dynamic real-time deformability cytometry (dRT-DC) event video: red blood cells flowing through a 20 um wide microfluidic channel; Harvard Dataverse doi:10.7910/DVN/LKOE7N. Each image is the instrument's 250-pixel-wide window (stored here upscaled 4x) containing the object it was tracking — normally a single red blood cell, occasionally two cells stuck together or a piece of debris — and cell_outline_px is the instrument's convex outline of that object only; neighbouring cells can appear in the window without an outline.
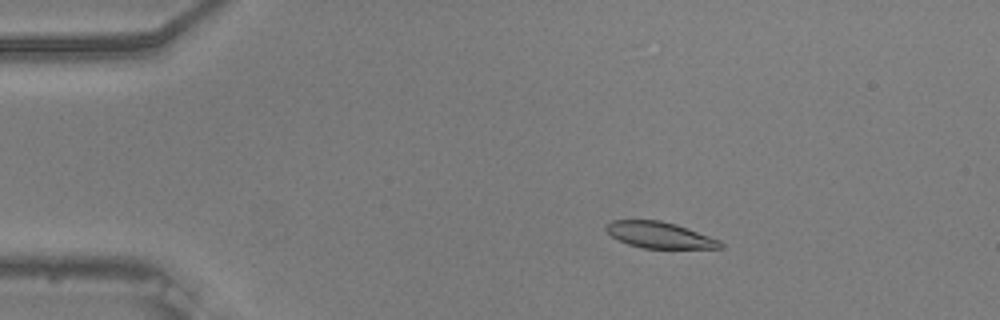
{"species": "common noctule bat (a hibernating species)", "species_latin": "Nyctalus noctula", "temperature_condition": "warm", "stored_images_in_passage": 50, "camera_frame_rate_fps": 3000, "um_per_image_px": 0.085, "animal": {"sex": "male", "body_mass_g": 20.5, "forearm_length_mm": 52.5}, "frame": {"image": 1, "passage_image": 10, "time_ms": 3.0, "image_size_px": [1000, 320], "cell_outline_px": [[724, 248], [640, 248], [616, 240], [604, 228], [612, 220], [660, 220], [676, 224], [720, 240], [724, 244]], "centroid_in_image_um": [56.05, 19.98], "position_along_channel_um": 28.9, "area_um2": 17.46}}
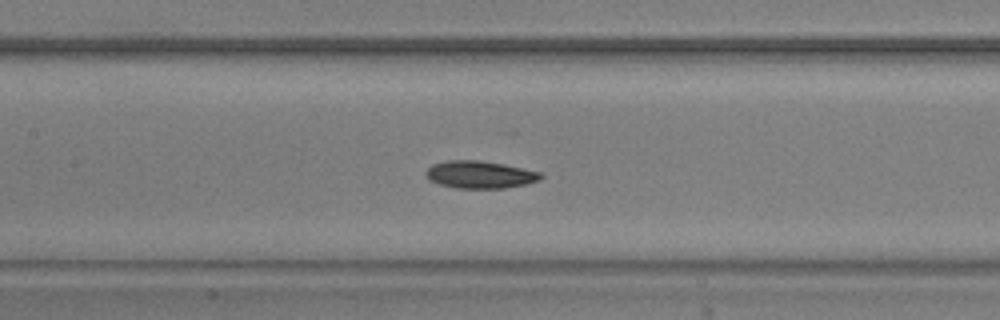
{"frame": {"image": 2, "passage_image": 26, "time_ms": 8.333, "image_size_px": [1000, 320], "cell_outline_px": [[544, 176], [540, 180], [524, 184], [504, 188], [456, 188], [440, 184], [428, 180], [424, 176], [424, 172], [432, 164], [448, 160], [476, 160], [500, 164], [540, 172]], "centroid_in_image_um": [40.73, 14.85], "position_along_channel_um": 166.7, "area_um2": 18.21}}
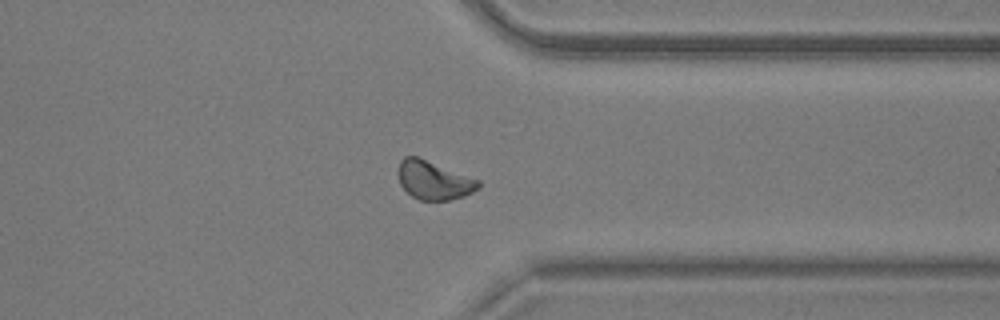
{"frame": {"image": 3, "passage_image": 43, "time_ms": 14.0, "image_size_px": [1000, 320], "cell_outline_px": [[480, 188], [464, 196], [448, 200], [420, 200], [412, 196], [400, 184], [396, 172], [400, 160], [404, 156], [416, 156], [480, 180]], "centroid_in_image_um": [36.85, 15.31], "position_along_channel_um": 374.6, "area_um2": 18.03}}